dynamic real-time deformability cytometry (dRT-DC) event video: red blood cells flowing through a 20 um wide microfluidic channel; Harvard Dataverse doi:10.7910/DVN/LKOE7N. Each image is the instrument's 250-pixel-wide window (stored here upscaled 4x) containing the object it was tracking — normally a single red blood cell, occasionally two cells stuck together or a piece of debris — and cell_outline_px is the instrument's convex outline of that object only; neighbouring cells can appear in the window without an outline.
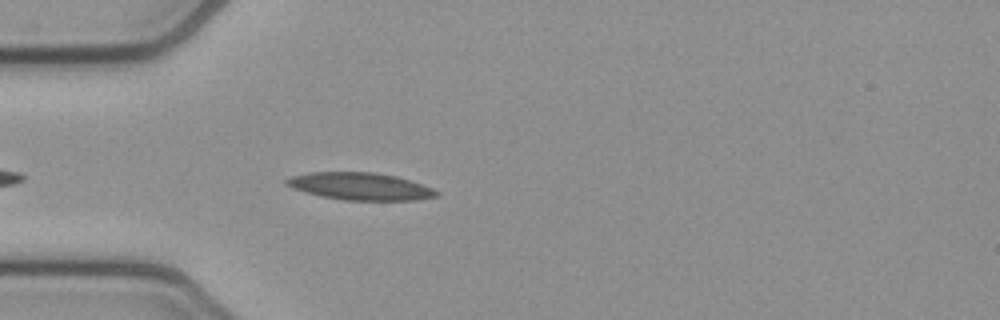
{"species": "common noctule bat (a hibernating species)", "species_latin": "Nyctalus noctula", "temperature_condition": "cold", "stored_images_in_passage": 21, "camera_frame_rate_fps": 3000, "um_per_image_px": 0.085, "animal": {"sex": "female", "body_mass_g": 21.9}, "frame": {"image": 1, "passage_image": 4, "time_ms": 1.0, "image_size_px": [1000, 320], "cell_outline_px": [[440, 196], [412, 200], [344, 200], [320, 196], [304, 192], [292, 188], [284, 184], [284, 180], [292, 176], [308, 172], [376, 172], [396, 176], [432, 188], [440, 192]], "centroid_in_image_um": [30.58, 15.83], "position_along_channel_um": 54.4, "area_um2": 23.93}}
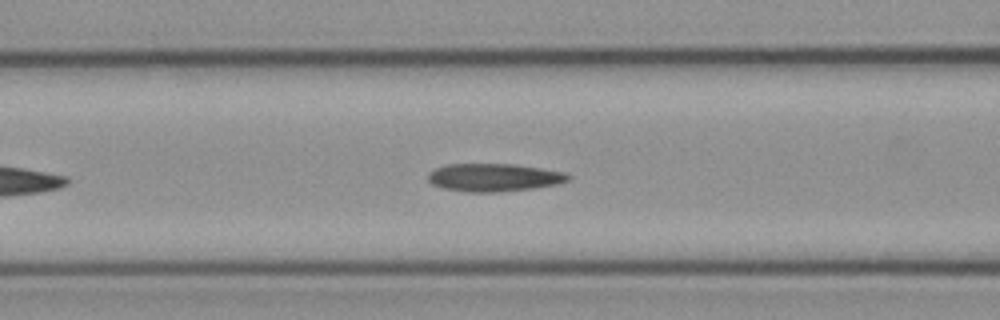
{"frame": {"image": 2, "passage_image": 10, "time_ms": 3.0, "image_size_px": [1000, 320], "cell_outline_px": [[572, 180], [556, 184], [536, 188], [500, 192], [468, 192], [444, 188], [432, 184], [428, 180], [428, 172], [444, 164], [512, 164], [540, 168], [564, 172], [572, 176]], "centroid_in_image_um": [42.0, 15.09], "position_along_channel_um": 124.6, "area_um2": 22.95}}
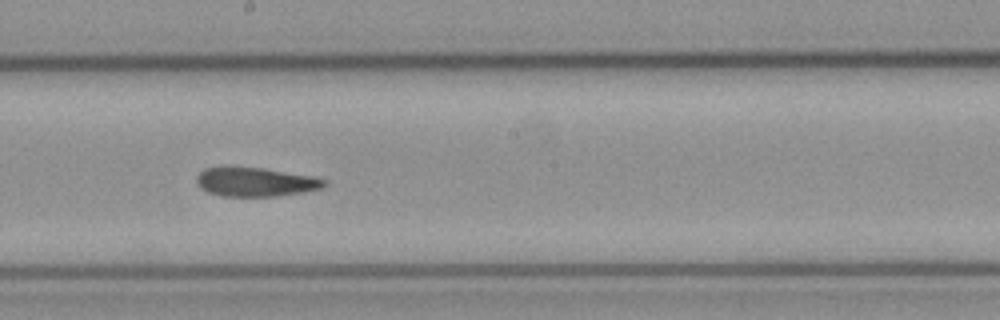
{"frame": {"image": 3, "passage_image": 18, "time_ms": 5.667, "image_size_px": [1000, 320], "cell_outline_px": [[328, 184], [324, 188], [276, 196], [220, 196], [208, 192], [200, 188], [196, 180], [196, 176], [204, 168], [220, 164], [228, 164], [264, 168], [308, 176], [328, 180]], "centroid_in_image_um": [21.62, 15.42], "position_along_channel_um": 226.6, "area_um2": 22.2}}